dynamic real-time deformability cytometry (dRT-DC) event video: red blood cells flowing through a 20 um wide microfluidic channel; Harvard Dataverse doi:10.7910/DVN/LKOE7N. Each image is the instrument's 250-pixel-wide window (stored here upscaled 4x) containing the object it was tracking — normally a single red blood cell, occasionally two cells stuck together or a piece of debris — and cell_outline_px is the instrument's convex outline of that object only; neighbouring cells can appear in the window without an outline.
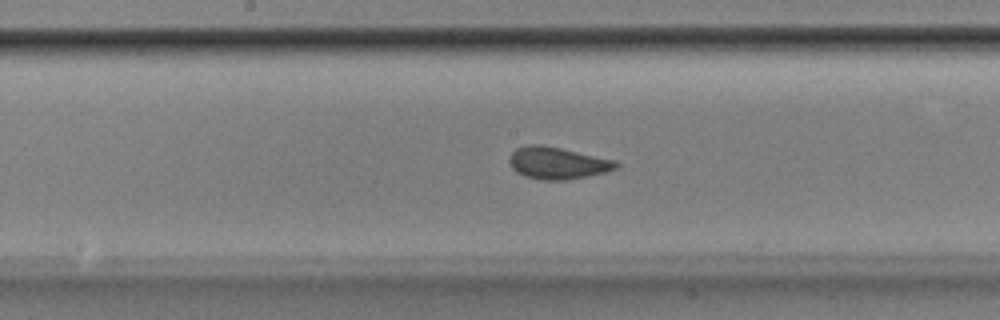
{"species": "Egyptian fruit bat (a non-hibernating species)", "species_latin": "Rousettus aegyptiacus", "temperature_condition": "room temperature", "stored_images_in_passage": 52, "camera_frame_rate_fps": 3000, "um_per_image_px": 0.085, "animal": {"sex": "male"}, "frame": {"image": 1, "passage_image": 26, "time_ms": 8.333, "image_size_px": [1000, 320], "cell_outline_px": [[620, 164], [616, 168], [604, 172], [568, 180], [540, 180], [524, 176], [516, 172], [512, 168], [508, 160], [512, 152], [516, 148], [528, 144], [540, 144], [560, 148], [616, 160]], "centroid_in_image_um": [47.35, 13.86], "position_along_channel_um": 200.8, "area_um2": 19.94}}
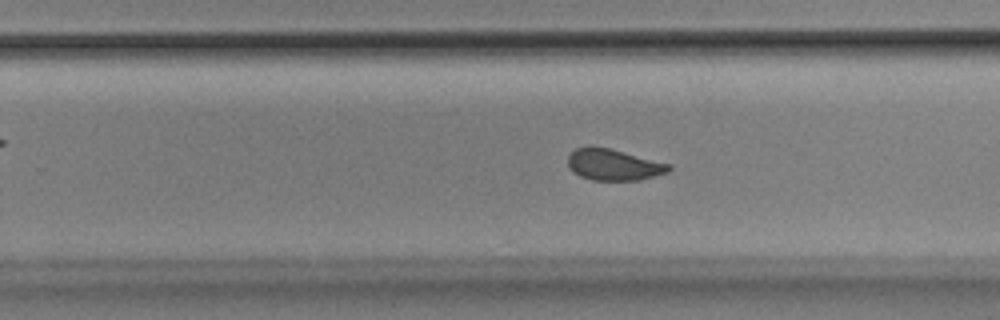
{"frame": {"image": 2, "passage_image": 32, "time_ms": 10.333, "image_size_px": [1000, 320], "cell_outline_px": [[672, 168], [668, 172], [640, 180], [592, 180], [580, 176], [572, 172], [568, 168], [568, 156], [576, 148], [592, 144], [672, 164]], "centroid_in_image_um": [52.13, 13.99], "position_along_channel_um": 277.7, "area_um2": 18.67}}
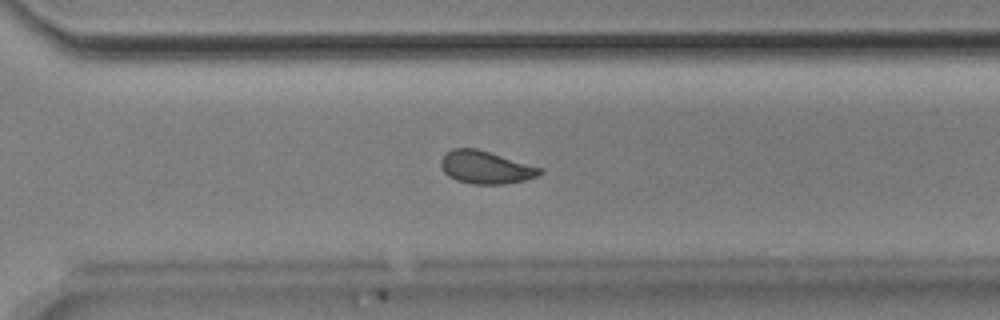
{"frame": {"image": 3, "passage_image": 36, "time_ms": 11.667, "image_size_px": [1000, 320], "cell_outline_px": [[544, 172], [536, 176], [524, 180], [504, 184], [472, 184], [456, 180], [448, 176], [444, 172], [440, 164], [440, 160], [444, 152], [452, 148], [476, 148], [544, 168]], "centroid_in_image_um": [41.26, 14.21], "position_along_channel_um": 329.3, "area_um2": 19.07}, "authors_computed_cell_mechanics": {"area_um2": 19.1318, "velocity_mm_per_s": 3.8659, "shape_relaxation_time_tau1_ms": 4.2606, "shape_relaxation_time_tau2_ms": null, "deformation_change_tau1": 0.0992, "deformation_change_tau2": null}}